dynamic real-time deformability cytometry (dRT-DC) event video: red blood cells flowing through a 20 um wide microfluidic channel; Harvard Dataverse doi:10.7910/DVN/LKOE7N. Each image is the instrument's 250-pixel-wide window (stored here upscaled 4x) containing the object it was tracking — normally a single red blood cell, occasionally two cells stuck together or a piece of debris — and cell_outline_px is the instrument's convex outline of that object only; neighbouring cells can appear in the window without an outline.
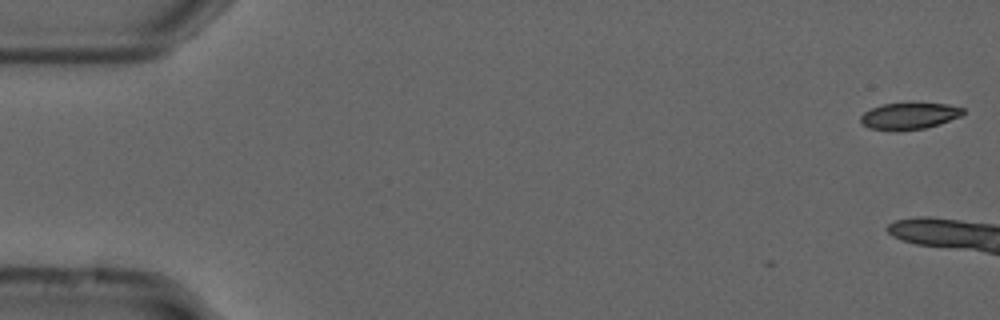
{"species": "common noctule bat (a hibernating species)", "species_latin": "Nyctalus noctula", "temperature_condition": "cold", "stored_images_in_passage": 5, "camera_frame_rate_fps": 3000, "um_per_image_px": 0.085, "animal": {"sex": "male", "forearm_length_mm": 52.5}, "frame": {"image": 1, "passage_image": 1, "time_ms": 0.0, "image_size_px": [1000, 320], "cell_outline_px": [[964, 112], [960, 116], [940, 124], [924, 128], [896, 132], [868, 128], [860, 124], [860, 116], [864, 112], [872, 108], [884, 104], [948, 104], [964, 108]], "centroid_in_image_um": [77.24, 9.89], "position_along_channel_um": 7.8, "area_um2": 15.9}}